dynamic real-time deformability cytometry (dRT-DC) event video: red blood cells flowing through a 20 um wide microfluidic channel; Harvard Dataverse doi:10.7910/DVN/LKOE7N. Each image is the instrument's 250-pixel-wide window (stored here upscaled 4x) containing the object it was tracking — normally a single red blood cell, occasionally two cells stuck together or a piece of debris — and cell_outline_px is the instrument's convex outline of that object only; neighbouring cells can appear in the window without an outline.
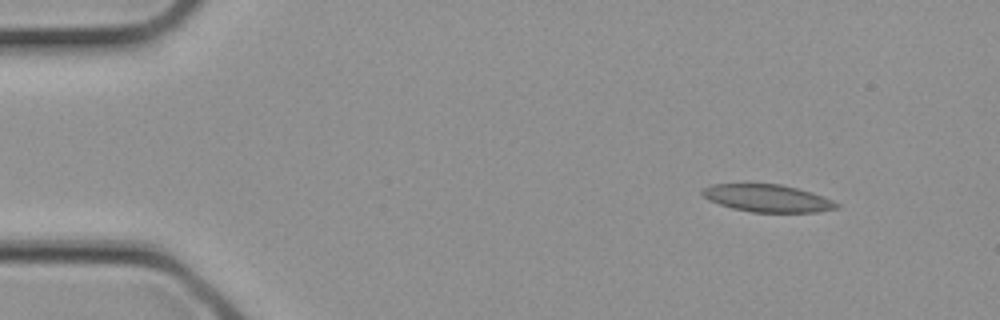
{"species": "common noctule bat (a hibernating species)", "species_latin": "Nyctalus noctula", "temperature_condition": "cold", "stored_images_in_passage": 2, "camera_frame_rate_fps": 3000, "um_per_image_px": 0.085, "animal": {"sex": "female", "body_mass_g": 21.9}, "frame": {"image": 1, "passage_image": 1, "time_ms": 0.0, "image_size_px": [1000, 320], "cell_outline_px": [[840, 208], [820, 212], [752, 212], [732, 208], [708, 200], [700, 192], [700, 188], [712, 184], [780, 184], [812, 192], [832, 200], [840, 204]], "centroid_in_image_um": [65.24, 16.85], "position_along_channel_um": 19.8, "area_um2": 21.56}}